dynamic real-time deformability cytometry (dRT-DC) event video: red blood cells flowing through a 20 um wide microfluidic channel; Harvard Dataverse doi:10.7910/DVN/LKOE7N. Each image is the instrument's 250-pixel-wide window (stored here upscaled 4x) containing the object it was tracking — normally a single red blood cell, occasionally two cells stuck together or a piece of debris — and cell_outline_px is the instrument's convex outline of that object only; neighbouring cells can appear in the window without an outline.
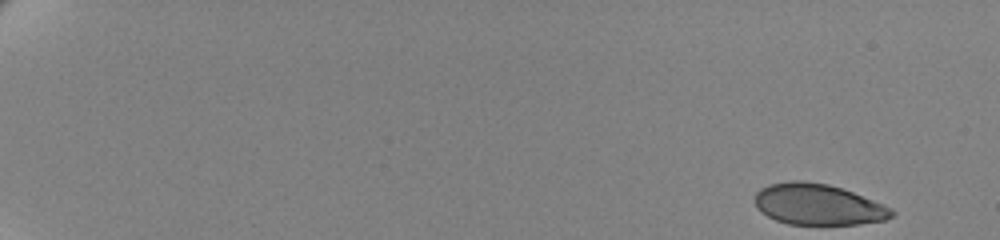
{"species": "human", "species_latin": "Homo sapiens", "temperature_condition": "cold", "stored_images_in_passage": 58, "camera_frame_rate_fps": 3000, "um_per_image_px": 0.085, "donor": {"sex": "female"}, "frame": {"image": 1, "passage_image": 1, "time_ms": 0.0, "image_size_px": [1000, 240], "cell_outline_px": [[896, 212], [892, 216], [884, 220], [856, 224], [788, 224], [776, 220], [760, 212], [756, 208], [756, 192], [760, 188], [768, 184], [792, 180], [800, 180], [828, 184], [852, 192], [884, 204], [892, 208]], "centroid_in_image_um": [69.52, 17.37], "position_along_channel_um": 15.5, "area_um2": 32.66}}
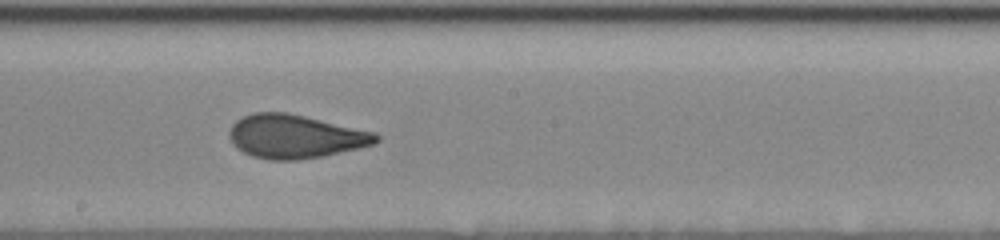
{"frame": {"image": 2, "passage_image": 35, "time_ms": 11.333, "image_size_px": [1000, 240], "cell_outline_px": [[380, 140], [372, 144], [360, 148], [320, 156], [296, 160], [268, 160], [252, 156], [236, 148], [232, 144], [228, 136], [228, 132], [232, 124], [236, 120], [252, 112], [288, 112], [376, 132], [380, 136]], "centroid_in_image_um": [25.07, 11.59], "position_along_channel_um": 223.1, "area_um2": 37.45}}
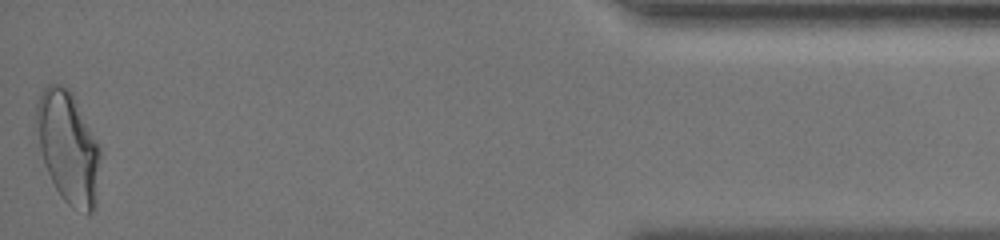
{"frame": {"image": 3, "passage_image": 58, "time_ms": 19.0, "image_size_px": [1000, 240], "cell_outline_px": [[100, 156], [96, 208], [92, 212], [88, 212], [72, 208], [60, 196], [44, 164], [40, 148], [36, 120], [36, 104], [44, 88], [48, 84], [60, 84], [68, 88], [72, 92], [100, 148]], "centroid_in_image_um": [5.8, 12.53], "position_along_channel_um": 429.4, "area_um2": 41.27}, "authors_computed_cell_mechanics": {"area_um2": 36.8186, "velocity_mm_per_s": 3.4624, "shape_relaxation_time_tau1_ms": 5.3484, "shape_relaxation_time_tau2_ms": 0.9013, "deformation_change_tau1": 0.1738, "deformation_change_tau2": 0.0537}}